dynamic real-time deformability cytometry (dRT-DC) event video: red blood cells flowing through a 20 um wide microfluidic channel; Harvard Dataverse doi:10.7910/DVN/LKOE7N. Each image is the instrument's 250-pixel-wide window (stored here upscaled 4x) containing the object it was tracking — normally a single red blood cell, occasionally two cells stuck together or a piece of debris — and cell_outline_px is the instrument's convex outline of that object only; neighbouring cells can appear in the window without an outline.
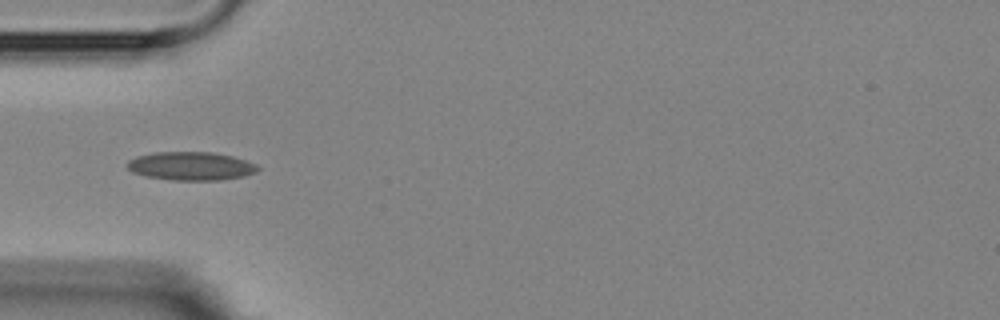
{"species": "Egyptian fruit bat (a non-hibernating species)", "species_latin": "Rousettus aegyptiacus", "temperature_condition": "room temperature", "stored_images_in_passage": 8, "camera_frame_rate_fps": 3000, "um_per_image_px": 0.085, "animal": {"sex": "female"}, "frame": {"image": 1, "passage_image": 5, "time_ms": 4.667, "image_size_px": [1000, 320], "cell_outline_px": [[260, 168], [256, 172], [244, 176], [220, 180], [172, 180], [144, 176], [132, 172], [124, 164], [128, 160], [136, 156], [156, 152], [212, 152], [232, 156], [256, 164]], "centroid_in_image_um": [16.19, 14.11], "position_along_channel_um": 68.8, "area_um2": 21.73}}
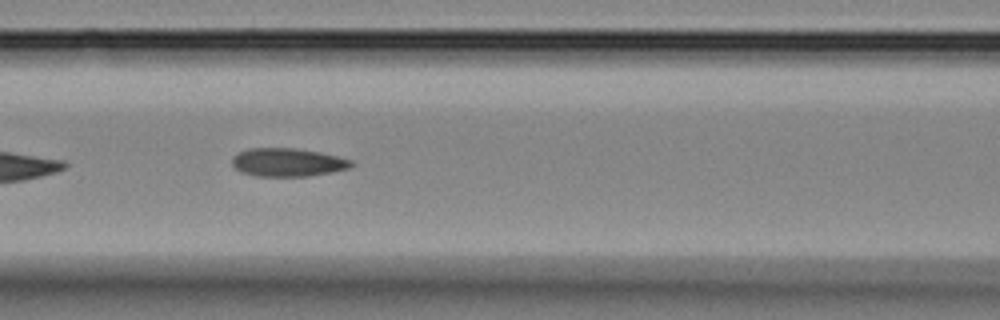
{"frame": {"image": 2, "passage_image": 7, "time_ms": 6.667, "image_size_px": [1000, 320], "cell_outline_px": [[356, 164], [348, 168], [332, 172], [308, 176], [256, 176], [240, 172], [232, 164], [232, 156], [248, 148], [292, 148], [320, 152], [352, 160]], "centroid_in_image_um": [24.45, 13.8], "position_along_channel_um": 142.2, "area_um2": 19.65}}
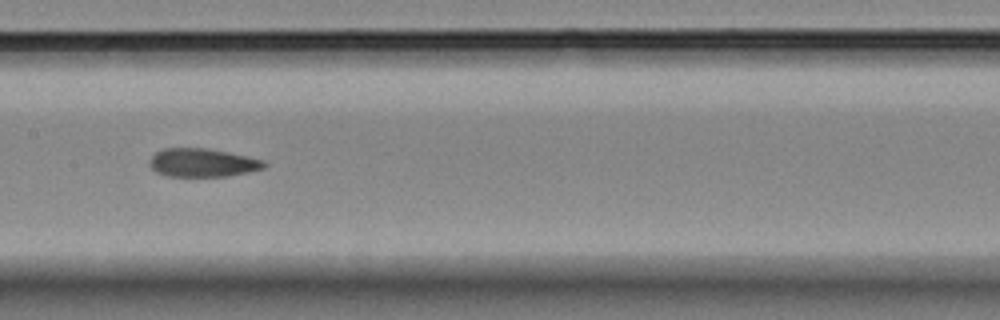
{"frame": {"image": 3, "passage_image": 8, "time_ms": 8.0, "image_size_px": [1000, 320], "cell_outline_px": [[268, 164], [264, 168], [248, 172], [228, 176], [168, 176], [156, 172], [152, 168], [148, 160], [156, 152], [164, 148], [208, 148], [248, 156], [264, 160]], "centroid_in_image_um": [17.23, 13.82], "position_along_channel_um": 190.2, "area_um2": 19.02}}